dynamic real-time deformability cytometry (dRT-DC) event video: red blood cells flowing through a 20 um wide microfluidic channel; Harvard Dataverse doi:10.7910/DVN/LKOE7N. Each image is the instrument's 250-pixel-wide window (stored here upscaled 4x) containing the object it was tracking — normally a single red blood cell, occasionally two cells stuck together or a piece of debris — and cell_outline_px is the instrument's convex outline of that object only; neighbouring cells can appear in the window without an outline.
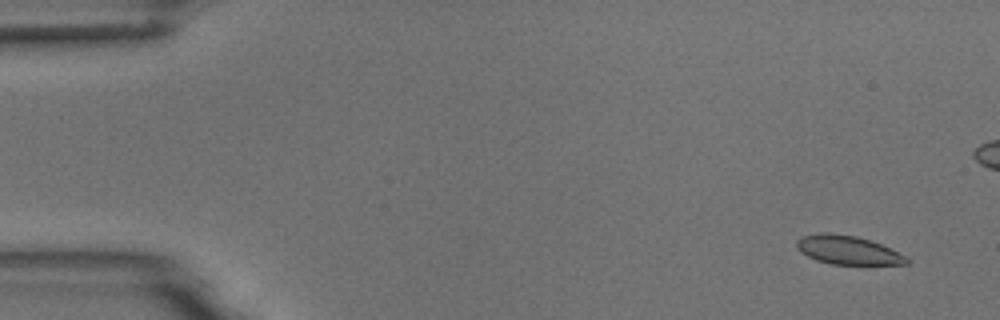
{"species": "common noctule bat (a hibernating species)", "species_latin": "Nyctalus noctula", "temperature_condition": "room temperature", "stored_images_in_passage": 6, "camera_frame_rate_fps": 3000, "um_per_image_px": 0.085, "animal": {"sex": "male", "body_mass_g": 18.8}, "frame": {"image": 1, "passage_image": 1, "time_ms": 0.0, "image_size_px": [1000, 320], "cell_outline_px": [[908, 264], [832, 264], [816, 260], [800, 252], [796, 248], [796, 240], [804, 236], [820, 232], [828, 232], [856, 236], [880, 244], [904, 256], [908, 260]], "centroid_in_image_um": [71.98, 21.25], "position_along_channel_um": 13.0, "area_um2": 18.09}}